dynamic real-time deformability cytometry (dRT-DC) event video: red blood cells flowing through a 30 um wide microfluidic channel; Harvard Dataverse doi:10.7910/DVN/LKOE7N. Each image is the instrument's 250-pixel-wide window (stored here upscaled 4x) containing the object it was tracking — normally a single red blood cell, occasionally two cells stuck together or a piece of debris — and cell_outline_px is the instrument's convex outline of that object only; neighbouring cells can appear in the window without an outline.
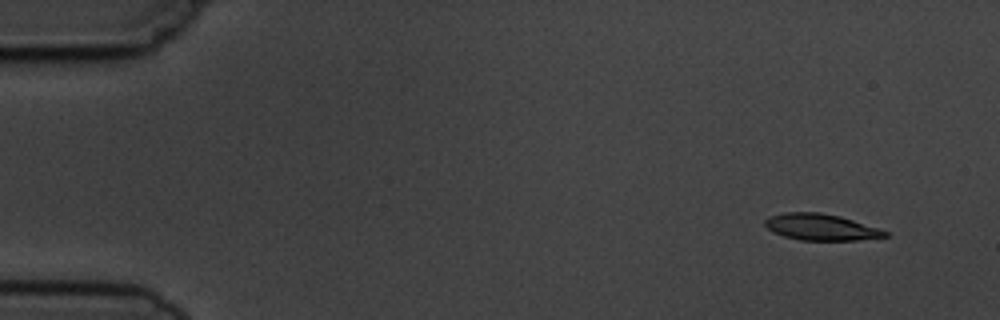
{"species": "common noctule bat (a hibernating species)", "species_latin": "Nyctalus noctula", "temperature_condition": "cold", "stored_images_in_passage": 5, "camera_frame_rate_fps": 3000, "um_per_image_px": 0.085, "animal": {"sex": "male", "body_mass_g": 19.5, "forearm_length_mm": 54.6}, "frame": {"image": 1, "passage_image": 5, "time_ms": 4.667, "image_size_px": [1000, 320], "cell_outline_px": [[892, 236], [856, 240], [800, 240], [784, 236], [772, 232], [764, 224], [764, 220], [772, 216], [784, 212], [820, 212], [840, 216], [880, 228], [888, 232]], "centroid_in_image_um": [69.82, 19.3], "position_along_channel_um": 15.2, "area_um2": 18.55}}